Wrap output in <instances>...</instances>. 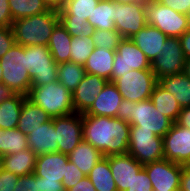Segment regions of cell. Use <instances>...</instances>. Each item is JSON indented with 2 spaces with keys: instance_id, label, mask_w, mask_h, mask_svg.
Segmentation results:
<instances>
[{
  "instance_id": "40",
  "label": "cell",
  "mask_w": 190,
  "mask_h": 191,
  "mask_svg": "<svg viewBox=\"0 0 190 191\" xmlns=\"http://www.w3.org/2000/svg\"><path fill=\"white\" fill-rule=\"evenodd\" d=\"M126 191H153L152 183L144 168L134 176L130 188Z\"/></svg>"
},
{
  "instance_id": "47",
  "label": "cell",
  "mask_w": 190,
  "mask_h": 191,
  "mask_svg": "<svg viewBox=\"0 0 190 191\" xmlns=\"http://www.w3.org/2000/svg\"><path fill=\"white\" fill-rule=\"evenodd\" d=\"M175 123L180 126L190 129V106L183 107L181 109Z\"/></svg>"
},
{
  "instance_id": "6",
  "label": "cell",
  "mask_w": 190,
  "mask_h": 191,
  "mask_svg": "<svg viewBox=\"0 0 190 191\" xmlns=\"http://www.w3.org/2000/svg\"><path fill=\"white\" fill-rule=\"evenodd\" d=\"M146 22L168 37L179 38L190 29L188 15L178 13L158 1H150L145 8Z\"/></svg>"
},
{
  "instance_id": "8",
  "label": "cell",
  "mask_w": 190,
  "mask_h": 191,
  "mask_svg": "<svg viewBox=\"0 0 190 191\" xmlns=\"http://www.w3.org/2000/svg\"><path fill=\"white\" fill-rule=\"evenodd\" d=\"M128 153L142 165L162 160L163 138L152 131L139 130V126L130 125Z\"/></svg>"
},
{
  "instance_id": "15",
  "label": "cell",
  "mask_w": 190,
  "mask_h": 191,
  "mask_svg": "<svg viewBox=\"0 0 190 191\" xmlns=\"http://www.w3.org/2000/svg\"><path fill=\"white\" fill-rule=\"evenodd\" d=\"M164 159L187 166L190 163V129L173 123L163 137Z\"/></svg>"
},
{
  "instance_id": "5",
  "label": "cell",
  "mask_w": 190,
  "mask_h": 191,
  "mask_svg": "<svg viewBox=\"0 0 190 191\" xmlns=\"http://www.w3.org/2000/svg\"><path fill=\"white\" fill-rule=\"evenodd\" d=\"M3 69L2 84L6 85L13 94L28 96L32 87V80L26 69L25 47L16 44L0 58Z\"/></svg>"
},
{
  "instance_id": "48",
  "label": "cell",
  "mask_w": 190,
  "mask_h": 191,
  "mask_svg": "<svg viewBox=\"0 0 190 191\" xmlns=\"http://www.w3.org/2000/svg\"><path fill=\"white\" fill-rule=\"evenodd\" d=\"M67 191H96L94 185L92 184L91 180L85 176L83 179L80 180L76 186L70 188Z\"/></svg>"
},
{
  "instance_id": "28",
  "label": "cell",
  "mask_w": 190,
  "mask_h": 191,
  "mask_svg": "<svg viewBox=\"0 0 190 191\" xmlns=\"http://www.w3.org/2000/svg\"><path fill=\"white\" fill-rule=\"evenodd\" d=\"M27 96L13 94L0 103V129H15L21 114L23 102Z\"/></svg>"
},
{
  "instance_id": "9",
  "label": "cell",
  "mask_w": 190,
  "mask_h": 191,
  "mask_svg": "<svg viewBox=\"0 0 190 191\" xmlns=\"http://www.w3.org/2000/svg\"><path fill=\"white\" fill-rule=\"evenodd\" d=\"M157 83L152 70H131L114 82L122 98L134 102L149 99Z\"/></svg>"
},
{
  "instance_id": "22",
  "label": "cell",
  "mask_w": 190,
  "mask_h": 191,
  "mask_svg": "<svg viewBox=\"0 0 190 191\" xmlns=\"http://www.w3.org/2000/svg\"><path fill=\"white\" fill-rule=\"evenodd\" d=\"M36 154L27 148L14 154L0 157V167L18 176L33 174L36 164Z\"/></svg>"
},
{
  "instance_id": "13",
  "label": "cell",
  "mask_w": 190,
  "mask_h": 191,
  "mask_svg": "<svg viewBox=\"0 0 190 191\" xmlns=\"http://www.w3.org/2000/svg\"><path fill=\"white\" fill-rule=\"evenodd\" d=\"M145 8L146 4L141 2L115 3L114 23L123 38H131L147 25Z\"/></svg>"
},
{
  "instance_id": "44",
  "label": "cell",
  "mask_w": 190,
  "mask_h": 191,
  "mask_svg": "<svg viewBox=\"0 0 190 191\" xmlns=\"http://www.w3.org/2000/svg\"><path fill=\"white\" fill-rule=\"evenodd\" d=\"M158 2L181 14L188 15L190 12V0H158Z\"/></svg>"
},
{
  "instance_id": "52",
  "label": "cell",
  "mask_w": 190,
  "mask_h": 191,
  "mask_svg": "<svg viewBox=\"0 0 190 191\" xmlns=\"http://www.w3.org/2000/svg\"><path fill=\"white\" fill-rule=\"evenodd\" d=\"M13 95V92L4 84H0V103Z\"/></svg>"
},
{
  "instance_id": "19",
  "label": "cell",
  "mask_w": 190,
  "mask_h": 191,
  "mask_svg": "<svg viewBox=\"0 0 190 191\" xmlns=\"http://www.w3.org/2000/svg\"><path fill=\"white\" fill-rule=\"evenodd\" d=\"M122 95L113 82H107L91 107L82 115L116 117Z\"/></svg>"
},
{
  "instance_id": "3",
  "label": "cell",
  "mask_w": 190,
  "mask_h": 191,
  "mask_svg": "<svg viewBox=\"0 0 190 191\" xmlns=\"http://www.w3.org/2000/svg\"><path fill=\"white\" fill-rule=\"evenodd\" d=\"M59 22V11L51 9L31 17L14 20L11 28L15 43L24 47L48 46L51 34Z\"/></svg>"
},
{
  "instance_id": "50",
  "label": "cell",
  "mask_w": 190,
  "mask_h": 191,
  "mask_svg": "<svg viewBox=\"0 0 190 191\" xmlns=\"http://www.w3.org/2000/svg\"><path fill=\"white\" fill-rule=\"evenodd\" d=\"M179 191H190V169L187 166L183 167Z\"/></svg>"
},
{
  "instance_id": "10",
  "label": "cell",
  "mask_w": 190,
  "mask_h": 191,
  "mask_svg": "<svg viewBox=\"0 0 190 191\" xmlns=\"http://www.w3.org/2000/svg\"><path fill=\"white\" fill-rule=\"evenodd\" d=\"M131 70H151V63L130 38H124L117 46L114 55L110 82L114 83Z\"/></svg>"
},
{
  "instance_id": "53",
  "label": "cell",
  "mask_w": 190,
  "mask_h": 191,
  "mask_svg": "<svg viewBox=\"0 0 190 191\" xmlns=\"http://www.w3.org/2000/svg\"><path fill=\"white\" fill-rule=\"evenodd\" d=\"M115 3H120V4H130V3H136V2H141L144 4H147L150 2V0H112Z\"/></svg>"
},
{
  "instance_id": "27",
  "label": "cell",
  "mask_w": 190,
  "mask_h": 191,
  "mask_svg": "<svg viewBox=\"0 0 190 191\" xmlns=\"http://www.w3.org/2000/svg\"><path fill=\"white\" fill-rule=\"evenodd\" d=\"M69 160L74 163L82 173L86 176L91 169L99 162L104 156L102 153L94 148L90 143L81 141L74 150L68 154Z\"/></svg>"
},
{
  "instance_id": "24",
  "label": "cell",
  "mask_w": 190,
  "mask_h": 191,
  "mask_svg": "<svg viewBox=\"0 0 190 191\" xmlns=\"http://www.w3.org/2000/svg\"><path fill=\"white\" fill-rule=\"evenodd\" d=\"M51 119V116H49L44 109L26 97L21 108L17 129L27 136L38 126Z\"/></svg>"
},
{
  "instance_id": "39",
  "label": "cell",
  "mask_w": 190,
  "mask_h": 191,
  "mask_svg": "<svg viewBox=\"0 0 190 191\" xmlns=\"http://www.w3.org/2000/svg\"><path fill=\"white\" fill-rule=\"evenodd\" d=\"M85 176L86 175L82 173L74 163L68 160L66 163V172L62 181L65 190L67 191L76 186V184L79 183Z\"/></svg>"
},
{
  "instance_id": "32",
  "label": "cell",
  "mask_w": 190,
  "mask_h": 191,
  "mask_svg": "<svg viewBox=\"0 0 190 191\" xmlns=\"http://www.w3.org/2000/svg\"><path fill=\"white\" fill-rule=\"evenodd\" d=\"M115 2L112 0H100L97 4L92 17L87 22L95 30H116L114 23Z\"/></svg>"
},
{
  "instance_id": "33",
  "label": "cell",
  "mask_w": 190,
  "mask_h": 191,
  "mask_svg": "<svg viewBox=\"0 0 190 191\" xmlns=\"http://www.w3.org/2000/svg\"><path fill=\"white\" fill-rule=\"evenodd\" d=\"M28 146L27 136L19 129H0V157L24 151Z\"/></svg>"
},
{
  "instance_id": "55",
  "label": "cell",
  "mask_w": 190,
  "mask_h": 191,
  "mask_svg": "<svg viewBox=\"0 0 190 191\" xmlns=\"http://www.w3.org/2000/svg\"><path fill=\"white\" fill-rule=\"evenodd\" d=\"M2 73H3V69L1 68V65H0V84H2Z\"/></svg>"
},
{
  "instance_id": "51",
  "label": "cell",
  "mask_w": 190,
  "mask_h": 191,
  "mask_svg": "<svg viewBox=\"0 0 190 191\" xmlns=\"http://www.w3.org/2000/svg\"><path fill=\"white\" fill-rule=\"evenodd\" d=\"M48 9L60 11L65 3V0H42Z\"/></svg>"
},
{
  "instance_id": "38",
  "label": "cell",
  "mask_w": 190,
  "mask_h": 191,
  "mask_svg": "<svg viewBox=\"0 0 190 191\" xmlns=\"http://www.w3.org/2000/svg\"><path fill=\"white\" fill-rule=\"evenodd\" d=\"M59 21L72 37H91L95 30L94 27L87 22V20L59 19Z\"/></svg>"
},
{
  "instance_id": "11",
  "label": "cell",
  "mask_w": 190,
  "mask_h": 191,
  "mask_svg": "<svg viewBox=\"0 0 190 191\" xmlns=\"http://www.w3.org/2000/svg\"><path fill=\"white\" fill-rule=\"evenodd\" d=\"M183 165L166 159L144 165L154 191H179Z\"/></svg>"
},
{
  "instance_id": "29",
  "label": "cell",
  "mask_w": 190,
  "mask_h": 191,
  "mask_svg": "<svg viewBox=\"0 0 190 191\" xmlns=\"http://www.w3.org/2000/svg\"><path fill=\"white\" fill-rule=\"evenodd\" d=\"M150 100L157 110H159L166 117L170 118L174 123L182 109L175 97L158 83L155 85Z\"/></svg>"
},
{
  "instance_id": "43",
  "label": "cell",
  "mask_w": 190,
  "mask_h": 191,
  "mask_svg": "<svg viewBox=\"0 0 190 191\" xmlns=\"http://www.w3.org/2000/svg\"><path fill=\"white\" fill-rule=\"evenodd\" d=\"M19 177L0 167V191H14Z\"/></svg>"
},
{
  "instance_id": "25",
  "label": "cell",
  "mask_w": 190,
  "mask_h": 191,
  "mask_svg": "<svg viewBox=\"0 0 190 191\" xmlns=\"http://www.w3.org/2000/svg\"><path fill=\"white\" fill-rule=\"evenodd\" d=\"M72 36L66 31L65 27L59 22L51 34L48 48L57 64L69 62L71 57Z\"/></svg>"
},
{
  "instance_id": "41",
  "label": "cell",
  "mask_w": 190,
  "mask_h": 191,
  "mask_svg": "<svg viewBox=\"0 0 190 191\" xmlns=\"http://www.w3.org/2000/svg\"><path fill=\"white\" fill-rule=\"evenodd\" d=\"M15 45L12 28L0 27V58Z\"/></svg>"
},
{
  "instance_id": "42",
  "label": "cell",
  "mask_w": 190,
  "mask_h": 191,
  "mask_svg": "<svg viewBox=\"0 0 190 191\" xmlns=\"http://www.w3.org/2000/svg\"><path fill=\"white\" fill-rule=\"evenodd\" d=\"M14 191H38V176L34 173L20 176Z\"/></svg>"
},
{
  "instance_id": "17",
  "label": "cell",
  "mask_w": 190,
  "mask_h": 191,
  "mask_svg": "<svg viewBox=\"0 0 190 191\" xmlns=\"http://www.w3.org/2000/svg\"><path fill=\"white\" fill-rule=\"evenodd\" d=\"M108 81L95 74H85L72 93L75 113H85Z\"/></svg>"
},
{
  "instance_id": "34",
  "label": "cell",
  "mask_w": 190,
  "mask_h": 191,
  "mask_svg": "<svg viewBox=\"0 0 190 191\" xmlns=\"http://www.w3.org/2000/svg\"><path fill=\"white\" fill-rule=\"evenodd\" d=\"M57 73V81L72 93L86 74L83 65L70 61L58 64Z\"/></svg>"
},
{
  "instance_id": "54",
  "label": "cell",
  "mask_w": 190,
  "mask_h": 191,
  "mask_svg": "<svg viewBox=\"0 0 190 191\" xmlns=\"http://www.w3.org/2000/svg\"><path fill=\"white\" fill-rule=\"evenodd\" d=\"M183 74L190 78V59H185Z\"/></svg>"
},
{
  "instance_id": "30",
  "label": "cell",
  "mask_w": 190,
  "mask_h": 191,
  "mask_svg": "<svg viewBox=\"0 0 190 191\" xmlns=\"http://www.w3.org/2000/svg\"><path fill=\"white\" fill-rule=\"evenodd\" d=\"M87 177L91 180L96 191H118L110 170L108 156L101 158Z\"/></svg>"
},
{
  "instance_id": "4",
  "label": "cell",
  "mask_w": 190,
  "mask_h": 191,
  "mask_svg": "<svg viewBox=\"0 0 190 191\" xmlns=\"http://www.w3.org/2000/svg\"><path fill=\"white\" fill-rule=\"evenodd\" d=\"M27 97L44 109L51 118L75 113L72 92L59 81L32 86Z\"/></svg>"
},
{
  "instance_id": "7",
  "label": "cell",
  "mask_w": 190,
  "mask_h": 191,
  "mask_svg": "<svg viewBox=\"0 0 190 191\" xmlns=\"http://www.w3.org/2000/svg\"><path fill=\"white\" fill-rule=\"evenodd\" d=\"M26 69L32 80V86H42L57 81V66L48 46L25 47Z\"/></svg>"
},
{
  "instance_id": "12",
  "label": "cell",
  "mask_w": 190,
  "mask_h": 191,
  "mask_svg": "<svg viewBox=\"0 0 190 191\" xmlns=\"http://www.w3.org/2000/svg\"><path fill=\"white\" fill-rule=\"evenodd\" d=\"M53 124L56 131L58 152L68 155L83 140L82 114L72 113L54 117Z\"/></svg>"
},
{
  "instance_id": "2",
  "label": "cell",
  "mask_w": 190,
  "mask_h": 191,
  "mask_svg": "<svg viewBox=\"0 0 190 191\" xmlns=\"http://www.w3.org/2000/svg\"><path fill=\"white\" fill-rule=\"evenodd\" d=\"M116 117L129 122L131 126H139V130L152 131L162 138L174 123L156 109L150 98L139 102L123 99Z\"/></svg>"
},
{
  "instance_id": "37",
  "label": "cell",
  "mask_w": 190,
  "mask_h": 191,
  "mask_svg": "<svg viewBox=\"0 0 190 191\" xmlns=\"http://www.w3.org/2000/svg\"><path fill=\"white\" fill-rule=\"evenodd\" d=\"M92 41L95 47L116 50L117 46L124 39L116 30H94Z\"/></svg>"
},
{
  "instance_id": "26",
  "label": "cell",
  "mask_w": 190,
  "mask_h": 191,
  "mask_svg": "<svg viewBox=\"0 0 190 191\" xmlns=\"http://www.w3.org/2000/svg\"><path fill=\"white\" fill-rule=\"evenodd\" d=\"M158 84L170 92L182 108L190 106V78L185 74L162 77Z\"/></svg>"
},
{
  "instance_id": "31",
  "label": "cell",
  "mask_w": 190,
  "mask_h": 191,
  "mask_svg": "<svg viewBox=\"0 0 190 191\" xmlns=\"http://www.w3.org/2000/svg\"><path fill=\"white\" fill-rule=\"evenodd\" d=\"M100 0H65L59 19L88 20Z\"/></svg>"
},
{
  "instance_id": "45",
  "label": "cell",
  "mask_w": 190,
  "mask_h": 191,
  "mask_svg": "<svg viewBox=\"0 0 190 191\" xmlns=\"http://www.w3.org/2000/svg\"><path fill=\"white\" fill-rule=\"evenodd\" d=\"M12 23L9 0H0V27L11 28Z\"/></svg>"
},
{
  "instance_id": "1",
  "label": "cell",
  "mask_w": 190,
  "mask_h": 191,
  "mask_svg": "<svg viewBox=\"0 0 190 191\" xmlns=\"http://www.w3.org/2000/svg\"><path fill=\"white\" fill-rule=\"evenodd\" d=\"M83 141L103 156L128 153L130 123L117 117L82 115Z\"/></svg>"
},
{
  "instance_id": "49",
  "label": "cell",
  "mask_w": 190,
  "mask_h": 191,
  "mask_svg": "<svg viewBox=\"0 0 190 191\" xmlns=\"http://www.w3.org/2000/svg\"><path fill=\"white\" fill-rule=\"evenodd\" d=\"M185 59H190V29L179 37Z\"/></svg>"
},
{
  "instance_id": "21",
  "label": "cell",
  "mask_w": 190,
  "mask_h": 191,
  "mask_svg": "<svg viewBox=\"0 0 190 191\" xmlns=\"http://www.w3.org/2000/svg\"><path fill=\"white\" fill-rule=\"evenodd\" d=\"M27 141L29 148L36 156L58 152L53 118L31 131V133L27 135Z\"/></svg>"
},
{
  "instance_id": "35",
  "label": "cell",
  "mask_w": 190,
  "mask_h": 191,
  "mask_svg": "<svg viewBox=\"0 0 190 191\" xmlns=\"http://www.w3.org/2000/svg\"><path fill=\"white\" fill-rule=\"evenodd\" d=\"M9 7L13 21L49 10L42 0H9Z\"/></svg>"
},
{
  "instance_id": "46",
  "label": "cell",
  "mask_w": 190,
  "mask_h": 191,
  "mask_svg": "<svg viewBox=\"0 0 190 191\" xmlns=\"http://www.w3.org/2000/svg\"><path fill=\"white\" fill-rule=\"evenodd\" d=\"M38 191H66L62 182L58 180H44L38 177Z\"/></svg>"
},
{
  "instance_id": "16",
  "label": "cell",
  "mask_w": 190,
  "mask_h": 191,
  "mask_svg": "<svg viewBox=\"0 0 190 191\" xmlns=\"http://www.w3.org/2000/svg\"><path fill=\"white\" fill-rule=\"evenodd\" d=\"M108 161L118 191L128 190L134 176L144 167L129 153L109 155Z\"/></svg>"
},
{
  "instance_id": "36",
  "label": "cell",
  "mask_w": 190,
  "mask_h": 191,
  "mask_svg": "<svg viewBox=\"0 0 190 191\" xmlns=\"http://www.w3.org/2000/svg\"><path fill=\"white\" fill-rule=\"evenodd\" d=\"M95 46L91 37H72L70 62L84 66Z\"/></svg>"
},
{
  "instance_id": "18",
  "label": "cell",
  "mask_w": 190,
  "mask_h": 191,
  "mask_svg": "<svg viewBox=\"0 0 190 191\" xmlns=\"http://www.w3.org/2000/svg\"><path fill=\"white\" fill-rule=\"evenodd\" d=\"M168 36L152 25H146L138 33L133 35L132 40L135 45L146 55L152 63L157 56L162 55L165 41Z\"/></svg>"
},
{
  "instance_id": "14",
  "label": "cell",
  "mask_w": 190,
  "mask_h": 191,
  "mask_svg": "<svg viewBox=\"0 0 190 191\" xmlns=\"http://www.w3.org/2000/svg\"><path fill=\"white\" fill-rule=\"evenodd\" d=\"M184 65L185 56L180 39L168 37L162 55L157 56L151 63V70L158 80L165 76L183 73Z\"/></svg>"
},
{
  "instance_id": "20",
  "label": "cell",
  "mask_w": 190,
  "mask_h": 191,
  "mask_svg": "<svg viewBox=\"0 0 190 191\" xmlns=\"http://www.w3.org/2000/svg\"><path fill=\"white\" fill-rule=\"evenodd\" d=\"M68 160V155L61 152L39 155L36 157L33 173L38 177H44V180H58L62 182Z\"/></svg>"
},
{
  "instance_id": "23",
  "label": "cell",
  "mask_w": 190,
  "mask_h": 191,
  "mask_svg": "<svg viewBox=\"0 0 190 191\" xmlns=\"http://www.w3.org/2000/svg\"><path fill=\"white\" fill-rule=\"evenodd\" d=\"M116 50L95 47L84 64L87 74L98 75L110 82Z\"/></svg>"
}]
</instances>
